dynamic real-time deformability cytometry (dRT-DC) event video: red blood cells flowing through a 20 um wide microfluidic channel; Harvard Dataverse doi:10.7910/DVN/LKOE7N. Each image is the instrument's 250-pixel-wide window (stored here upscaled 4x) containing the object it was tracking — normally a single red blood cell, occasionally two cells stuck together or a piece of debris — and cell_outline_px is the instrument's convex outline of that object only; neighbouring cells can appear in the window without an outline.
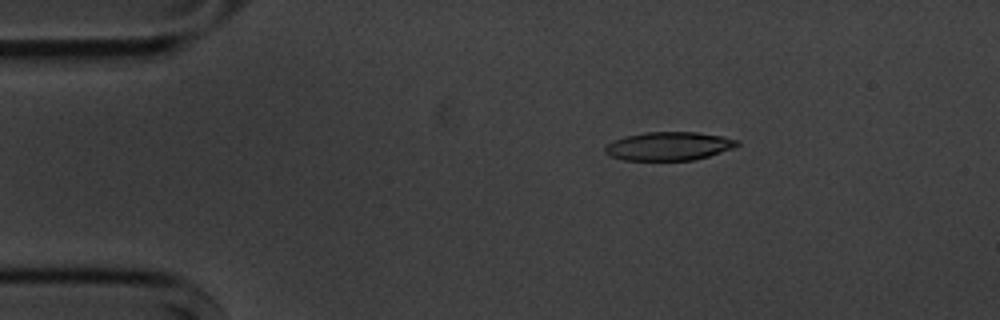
{"species": "common noctule bat (a hibernating species)", "species_latin": "Nyctalus noctula", "temperature_condition": "cold", "stored_images_in_passage": 9, "camera_frame_rate_fps": 3000, "um_per_image_px": 0.085, "animal": {"sex": "male", "body_mass_g": 20.1, "forearm_length_mm": 53.5}, "frame": {"image": 1, "passage_image": 1, "time_ms": 0.0, "image_size_px": [1000, 320], "cell_outline_px": [[740, 144], [732, 148], [708, 156], [692, 160], [624, 160], [612, 156], [604, 152], [604, 148], [612, 140], [624, 136], [644, 132], [696, 132], [724, 136], [740, 140]], "centroid_in_image_um": [56.85, 12.41], "position_along_channel_um": 28.2, "area_um2": 21.96}}
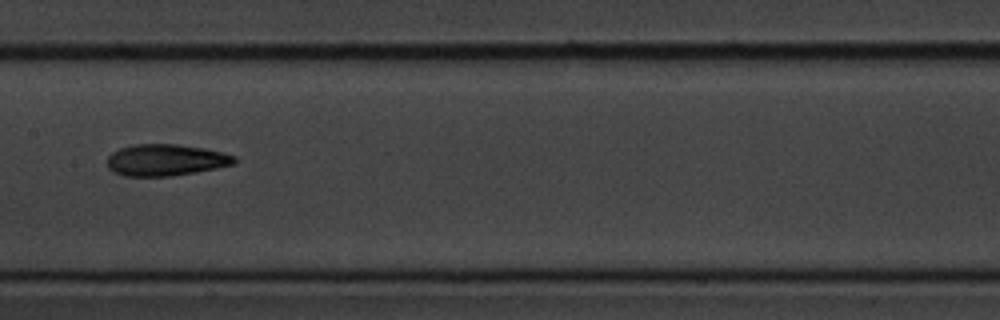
{"frame": {"image": 2, "passage_image": 6, "time_ms": 6.0, "image_size_px": [1000, 320], "cell_outline_px": [[236, 160], [232, 164], [216, 168], [196, 172], [168, 176], [124, 176], [108, 168], [108, 156], [112, 152], [120, 148], [136, 144], [176, 144], [204, 148], [236, 156]], "centroid_in_image_um": [14.07, 13.6], "position_along_channel_um": 193.3, "area_um2": 23.18}}
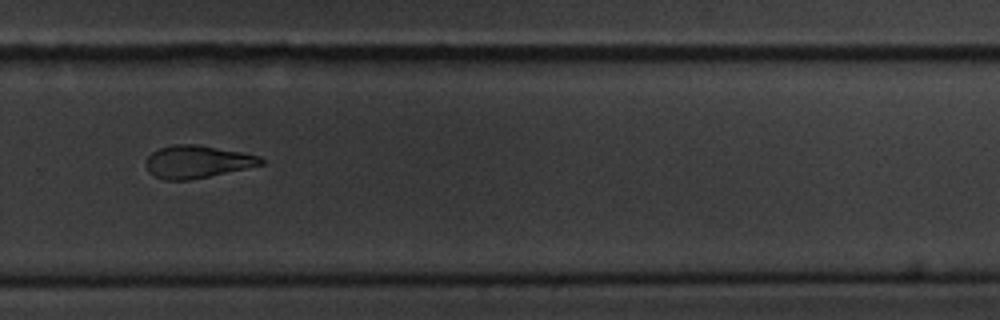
{"frame": {"image": 3, "passage_image": 9, "time_ms": 9.333, "image_size_px": [1000, 320], "cell_outline_px": [[264, 164], [208, 176], [188, 180], [164, 180], [148, 172], [144, 164], [144, 160], [152, 152], [160, 148], [172, 144], [196, 144], [240, 152], [260, 156], [264, 160]], "centroid_in_image_um": [16.7, 13.74], "position_along_channel_um": 313.1, "area_um2": 21.73}}